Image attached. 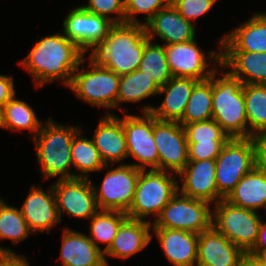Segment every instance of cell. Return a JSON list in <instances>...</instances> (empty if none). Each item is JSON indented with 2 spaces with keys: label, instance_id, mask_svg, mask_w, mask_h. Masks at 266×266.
<instances>
[{
  "label": "cell",
  "instance_id": "cell-1",
  "mask_svg": "<svg viewBox=\"0 0 266 266\" xmlns=\"http://www.w3.org/2000/svg\"><path fill=\"white\" fill-rule=\"evenodd\" d=\"M85 56L63 32H58L37 40L18 64L30 74L36 88L55 81L69 87L74 71Z\"/></svg>",
  "mask_w": 266,
  "mask_h": 266
},
{
  "label": "cell",
  "instance_id": "cell-2",
  "mask_svg": "<svg viewBox=\"0 0 266 266\" xmlns=\"http://www.w3.org/2000/svg\"><path fill=\"white\" fill-rule=\"evenodd\" d=\"M146 39L144 25L113 24L105 39L89 49L91 53L88 60L112 70L119 76L129 74L139 67Z\"/></svg>",
  "mask_w": 266,
  "mask_h": 266
},
{
  "label": "cell",
  "instance_id": "cell-3",
  "mask_svg": "<svg viewBox=\"0 0 266 266\" xmlns=\"http://www.w3.org/2000/svg\"><path fill=\"white\" fill-rule=\"evenodd\" d=\"M80 129L79 125L59 124L51 117L44 120L41 129L32 139L44 180L56 176H59V180L73 179L70 151L74 135Z\"/></svg>",
  "mask_w": 266,
  "mask_h": 266
},
{
  "label": "cell",
  "instance_id": "cell-4",
  "mask_svg": "<svg viewBox=\"0 0 266 266\" xmlns=\"http://www.w3.org/2000/svg\"><path fill=\"white\" fill-rule=\"evenodd\" d=\"M212 119L230 138H248L243 83L227 70L213 73Z\"/></svg>",
  "mask_w": 266,
  "mask_h": 266
},
{
  "label": "cell",
  "instance_id": "cell-5",
  "mask_svg": "<svg viewBox=\"0 0 266 266\" xmlns=\"http://www.w3.org/2000/svg\"><path fill=\"white\" fill-rule=\"evenodd\" d=\"M177 176L162 170H141L132 205L126 213L127 216L132 219L148 221L146 217L153 215L156 220L162 208L179 191Z\"/></svg>",
  "mask_w": 266,
  "mask_h": 266
},
{
  "label": "cell",
  "instance_id": "cell-6",
  "mask_svg": "<svg viewBox=\"0 0 266 266\" xmlns=\"http://www.w3.org/2000/svg\"><path fill=\"white\" fill-rule=\"evenodd\" d=\"M84 57L72 75L69 89L77 98L94 107L116 109L119 91L120 76L99 64L88 60V69L85 68ZM82 68V70L80 69Z\"/></svg>",
  "mask_w": 266,
  "mask_h": 266
},
{
  "label": "cell",
  "instance_id": "cell-7",
  "mask_svg": "<svg viewBox=\"0 0 266 266\" xmlns=\"http://www.w3.org/2000/svg\"><path fill=\"white\" fill-rule=\"evenodd\" d=\"M215 161L217 191L226 199L237 183L256 166L254 137L231 138Z\"/></svg>",
  "mask_w": 266,
  "mask_h": 266
},
{
  "label": "cell",
  "instance_id": "cell-8",
  "mask_svg": "<svg viewBox=\"0 0 266 266\" xmlns=\"http://www.w3.org/2000/svg\"><path fill=\"white\" fill-rule=\"evenodd\" d=\"M212 208V226L244 253H248L257 241L263 217L255 210L234 206L225 199Z\"/></svg>",
  "mask_w": 266,
  "mask_h": 266
},
{
  "label": "cell",
  "instance_id": "cell-9",
  "mask_svg": "<svg viewBox=\"0 0 266 266\" xmlns=\"http://www.w3.org/2000/svg\"><path fill=\"white\" fill-rule=\"evenodd\" d=\"M210 202L177 194L152 222V228L178 229L200 234L212 226Z\"/></svg>",
  "mask_w": 266,
  "mask_h": 266
},
{
  "label": "cell",
  "instance_id": "cell-10",
  "mask_svg": "<svg viewBox=\"0 0 266 266\" xmlns=\"http://www.w3.org/2000/svg\"><path fill=\"white\" fill-rule=\"evenodd\" d=\"M114 166V167H113ZM101 185H93L99 210L120 211L130 209L141 169L130 164H109Z\"/></svg>",
  "mask_w": 266,
  "mask_h": 266
},
{
  "label": "cell",
  "instance_id": "cell-11",
  "mask_svg": "<svg viewBox=\"0 0 266 266\" xmlns=\"http://www.w3.org/2000/svg\"><path fill=\"white\" fill-rule=\"evenodd\" d=\"M164 50L173 77L201 81L210 78L221 67V51L204 52L195 39L185 43L164 45ZM210 64L214 67L210 68Z\"/></svg>",
  "mask_w": 266,
  "mask_h": 266
},
{
  "label": "cell",
  "instance_id": "cell-12",
  "mask_svg": "<svg viewBox=\"0 0 266 266\" xmlns=\"http://www.w3.org/2000/svg\"><path fill=\"white\" fill-rule=\"evenodd\" d=\"M123 128L128 158L132 156L138 161L129 164L141 170H158L159 153L153 136V114L143 113L138 116L125 113Z\"/></svg>",
  "mask_w": 266,
  "mask_h": 266
},
{
  "label": "cell",
  "instance_id": "cell-13",
  "mask_svg": "<svg viewBox=\"0 0 266 266\" xmlns=\"http://www.w3.org/2000/svg\"><path fill=\"white\" fill-rule=\"evenodd\" d=\"M153 136L159 153L158 170L178 175L189 161L183 125L179 122L160 121L153 115Z\"/></svg>",
  "mask_w": 266,
  "mask_h": 266
},
{
  "label": "cell",
  "instance_id": "cell-14",
  "mask_svg": "<svg viewBox=\"0 0 266 266\" xmlns=\"http://www.w3.org/2000/svg\"><path fill=\"white\" fill-rule=\"evenodd\" d=\"M93 184L90 178L57 179L52 184L60 220L63 213L89 220L99 211Z\"/></svg>",
  "mask_w": 266,
  "mask_h": 266
},
{
  "label": "cell",
  "instance_id": "cell-15",
  "mask_svg": "<svg viewBox=\"0 0 266 266\" xmlns=\"http://www.w3.org/2000/svg\"><path fill=\"white\" fill-rule=\"evenodd\" d=\"M113 23L105 17L86 11L82 6L69 10L63 20V34L85 54L104 40Z\"/></svg>",
  "mask_w": 266,
  "mask_h": 266
},
{
  "label": "cell",
  "instance_id": "cell-16",
  "mask_svg": "<svg viewBox=\"0 0 266 266\" xmlns=\"http://www.w3.org/2000/svg\"><path fill=\"white\" fill-rule=\"evenodd\" d=\"M215 159L188 161L178 174L181 184L178 186L182 195L210 202L212 205L223 198L218 194L216 185Z\"/></svg>",
  "mask_w": 266,
  "mask_h": 266
},
{
  "label": "cell",
  "instance_id": "cell-17",
  "mask_svg": "<svg viewBox=\"0 0 266 266\" xmlns=\"http://www.w3.org/2000/svg\"><path fill=\"white\" fill-rule=\"evenodd\" d=\"M20 210L34 234L50 233L61 222L52 185L48 191L42 186L32 185Z\"/></svg>",
  "mask_w": 266,
  "mask_h": 266
},
{
  "label": "cell",
  "instance_id": "cell-18",
  "mask_svg": "<svg viewBox=\"0 0 266 266\" xmlns=\"http://www.w3.org/2000/svg\"><path fill=\"white\" fill-rule=\"evenodd\" d=\"M93 143L105 165L122 164L128 158L123 118L106 112L93 133Z\"/></svg>",
  "mask_w": 266,
  "mask_h": 266
},
{
  "label": "cell",
  "instance_id": "cell-19",
  "mask_svg": "<svg viewBox=\"0 0 266 266\" xmlns=\"http://www.w3.org/2000/svg\"><path fill=\"white\" fill-rule=\"evenodd\" d=\"M144 26L147 38L153 41L158 36L163 45L196 39L195 25L180 15L171 3L159 10Z\"/></svg>",
  "mask_w": 266,
  "mask_h": 266
},
{
  "label": "cell",
  "instance_id": "cell-20",
  "mask_svg": "<svg viewBox=\"0 0 266 266\" xmlns=\"http://www.w3.org/2000/svg\"><path fill=\"white\" fill-rule=\"evenodd\" d=\"M197 82L198 80L193 78L172 77L159 89L158 94H165L162 103L156 108L146 104L141 110L142 113H152L160 121L179 122Z\"/></svg>",
  "mask_w": 266,
  "mask_h": 266
},
{
  "label": "cell",
  "instance_id": "cell-21",
  "mask_svg": "<svg viewBox=\"0 0 266 266\" xmlns=\"http://www.w3.org/2000/svg\"><path fill=\"white\" fill-rule=\"evenodd\" d=\"M244 254L213 226L198 234L197 266H240Z\"/></svg>",
  "mask_w": 266,
  "mask_h": 266
},
{
  "label": "cell",
  "instance_id": "cell-22",
  "mask_svg": "<svg viewBox=\"0 0 266 266\" xmlns=\"http://www.w3.org/2000/svg\"><path fill=\"white\" fill-rule=\"evenodd\" d=\"M218 40L220 51L266 53V12H256Z\"/></svg>",
  "mask_w": 266,
  "mask_h": 266
},
{
  "label": "cell",
  "instance_id": "cell-23",
  "mask_svg": "<svg viewBox=\"0 0 266 266\" xmlns=\"http://www.w3.org/2000/svg\"><path fill=\"white\" fill-rule=\"evenodd\" d=\"M152 223L127 217L117 230L113 243L104 253L105 263L109 266L106 256L128 259L144 250L151 242Z\"/></svg>",
  "mask_w": 266,
  "mask_h": 266
},
{
  "label": "cell",
  "instance_id": "cell-24",
  "mask_svg": "<svg viewBox=\"0 0 266 266\" xmlns=\"http://www.w3.org/2000/svg\"><path fill=\"white\" fill-rule=\"evenodd\" d=\"M166 259L173 266H197L198 234L178 229L152 228Z\"/></svg>",
  "mask_w": 266,
  "mask_h": 266
},
{
  "label": "cell",
  "instance_id": "cell-25",
  "mask_svg": "<svg viewBox=\"0 0 266 266\" xmlns=\"http://www.w3.org/2000/svg\"><path fill=\"white\" fill-rule=\"evenodd\" d=\"M62 266H108L104 253L86 234L65 227L60 250Z\"/></svg>",
  "mask_w": 266,
  "mask_h": 266
},
{
  "label": "cell",
  "instance_id": "cell-26",
  "mask_svg": "<svg viewBox=\"0 0 266 266\" xmlns=\"http://www.w3.org/2000/svg\"><path fill=\"white\" fill-rule=\"evenodd\" d=\"M221 68L244 84L266 85V53L221 51Z\"/></svg>",
  "mask_w": 266,
  "mask_h": 266
},
{
  "label": "cell",
  "instance_id": "cell-27",
  "mask_svg": "<svg viewBox=\"0 0 266 266\" xmlns=\"http://www.w3.org/2000/svg\"><path fill=\"white\" fill-rule=\"evenodd\" d=\"M225 200L240 208L266 210V174L255 166L237 183Z\"/></svg>",
  "mask_w": 266,
  "mask_h": 266
},
{
  "label": "cell",
  "instance_id": "cell-28",
  "mask_svg": "<svg viewBox=\"0 0 266 266\" xmlns=\"http://www.w3.org/2000/svg\"><path fill=\"white\" fill-rule=\"evenodd\" d=\"M44 121L40 120L33 108L16 95L10 99L0 110V128L11 131L27 130L32 139L41 129Z\"/></svg>",
  "mask_w": 266,
  "mask_h": 266
},
{
  "label": "cell",
  "instance_id": "cell-29",
  "mask_svg": "<svg viewBox=\"0 0 266 266\" xmlns=\"http://www.w3.org/2000/svg\"><path fill=\"white\" fill-rule=\"evenodd\" d=\"M82 131L80 129L74 135L70 151L72 165L75 169L73 178H89L90 173L100 172L108 168L102 161L92 139L81 135L84 133Z\"/></svg>",
  "mask_w": 266,
  "mask_h": 266
},
{
  "label": "cell",
  "instance_id": "cell-30",
  "mask_svg": "<svg viewBox=\"0 0 266 266\" xmlns=\"http://www.w3.org/2000/svg\"><path fill=\"white\" fill-rule=\"evenodd\" d=\"M159 89L160 88L152 78H149L138 69L129 74L122 75L119 81L116 108L120 109L125 114L128 109H123L121 107L122 103H139L143 101V99L150 98V96L159 95Z\"/></svg>",
  "mask_w": 266,
  "mask_h": 266
},
{
  "label": "cell",
  "instance_id": "cell-31",
  "mask_svg": "<svg viewBox=\"0 0 266 266\" xmlns=\"http://www.w3.org/2000/svg\"><path fill=\"white\" fill-rule=\"evenodd\" d=\"M248 138L266 131V85L244 84Z\"/></svg>",
  "mask_w": 266,
  "mask_h": 266
},
{
  "label": "cell",
  "instance_id": "cell-32",
  "mask_svg": "<svg viewBox=\"0 0 266 266\" xmlns=\"http://www.w3.org/2000/svg\"><path fill=\"white\" fill-rule=\"evenodd\" d=\"M213 74L198 81L191 92L184 115L179 121L183 126L212 119Z\"/></svg>",
  "mask_w": 266,
  "mask_h": 266
},
{
  "label": "cell",
  "instance_id": "cell-33",
  "mask_svg": "<svg viewBox=\"0 0 266 266\" xmlns=\"http://www.w3.org/2000/svg\"><path fill=\"white\" fill-rule=\"evenodd\" d=\"M127 217L126 213L120 211L99 210L89 219L88 238L105 253L113 243L118 228ZM98 243L105 244V247L102 249Z\"/></svg>",
  "mask_w": 266,
  "mask_h": 266
},
{
  "label": "cell",
  "instance_id": "cell-34",
  "mask_svg": "<svg viewBox=\"0 0 266 266\" xmlns=\"http://www.w3.org/2000/svg\"><path fill=\"white\" fill-rule=\"evenodd\" d=\"M138 70L152 78L159 88L165 85L173 75L167 62L164 45L153 43L147 38Z\"/></svg>",
  "mask_w": 266,
  "mask_h": 266
},
{
  "label": "cell",
  "instance_id": "cell-35",
  "mask_svg": "<svg viewBox=\"0 0 266 266\" xmlns=\"http://www.w3.org/2000/svg\"><path fill=\"white\" fill-rule=\"evenodd\" d=\"M33 234L19 208L0 200V241L8 239L13 245Z\"/></svg>",
  "mask_w": 266,
  "mask_h": 266
},
{
  "label": "cell",
  "instance_id": "cell-36",
  "mask_svg": "<svg viewBox=\"0 0 266 266\" xmlns=\"http://www.w3.org/2000/svg\"><path fill=\"white\" fill-rule=\"evenodd\" d=\"M183 127L188 143L231 139L214 119L185 124Z\"/></svg>",
  "mask_w": 266,
  "mask_h": 266
},
{
  "label": "cell",
  "instance_id": "cell-37",
  "mask_svg": "<svg viewBox=\"0 0 266 266\" xmlns=\"http://www.w3.org/2000/svg\"><path fill=\"white\" fill-rule=\"evenodd\" d=\"M125 23L145 25L159 10L167 7L171 0H125ZM138 14H145L144 22Z\"/></svg>",
  "mask_w": 266,
  "mask_h": 266
},
{
  "label": "cell",
  "instance_id": "cell-38",
  "mask_svg": "<svg viewBox=\"0 0 266 266\" xmlns=\"http://www.w3.org/2000/svg\"><path fill=\"white\" fill-rule=\"evenodd\" d=\"M87 3L81 5L86 11L105 17L113 24L125 23L124 0H88Z\"/></svg>",
  "mask_w": 266,
  "mask_h": 266
},
{
  "label": "cell",
  "instance_id": "cell-39",
  "mask_svg": "<svg viewBox=\"0 0 266 266\" xmlns=\"http://www.w3.org/2000/svg\"><path fill=\"white\" fill-rule=\"evenodd\" d=\"M218 0H171V4L187 21L193 23L208 13Z\"/></svg>",
  "mask_w": 266,
  "mask_h": 266
},
{
  "label": "cell",
  "instance_id": "cell-40",
  "mask_svg": "<svg viewBox=\"0 0 266 266\" xmlns=\"http://www.w3.org/2000/svg\"><path fill=\"white\" fill-rule=\"evenodd\" d=\"M229 140L188 143V160L201 161L216 159Z\"/></svg>",
  "mask_w": 266,
  "mask_h": 266
},
{
  "label": "cell",
  "instance_id": "cell-41",
  "mask_svg": "<svg viewBox=\"0 0 266 266\" xmlns=\"http://www.w3.org/2000/svg\"><path fill=\"white\" fill-rule=\"evenodd\" d=\"M13 76L0 74V109L15 95Z\"/></svg>",
  "mask_w": 266,
  "mask_h": 266
},
{
  "label": "cell",
  "instance_id": "cell-42",
  "mask_svg": "<svg viewBox=\"0 0 266 266\" xmlns=\"http://www.w3.org/2000/svg\"><path fill=\"white\" fill-rule=\"evenodd\" d=\"M256 144V166L266 174V131L257 134Z\"/></svg>",
  "mask_w": 266,
  "mask_h": 266
},
{
  "label": "cell",
  "instance_id": "cell-43",
  "mask_svg": "<svg viewBox=\"0 0 266 266\" xmlns=\"http://www.w3.org/2000/svg\"><path fill=\"white\" fill-rule=\"evenodd\" d=\"M0 266H30V263L23 255L1 254Z\"/></svg>",
  "mask_w": 266,
  "mask_h": 266
},
{
  "label": "cell",
  "instance_id": "cell-44",
  "mask_svg": "<svg viewBox=\"0 0 266 266\" xmlns=\"http://www.w3.org/2000/svg\"><path fill=\"white\" fill-rule=\"evenodd\" d=\"M261 220L259 225L258 237L254 247L248 253L266 252V222Z\"/></svg>",
  "mask_w": 266,
  "mask_h": 266
},
{
  "label": "cell",
  "instance_id": "cell-45",
  "mask_svg": "<svg viewBox=\"0 0 266 266\" xmlns=\"http://www.w3.org/2000/svg\"><path fill=\"white\" fill-rule=\"evenodd\" d=\"M240 266H264V264L257 257L245 253L242 256Z\"/></svg>",
  "mask_w": 266,
  "mask_h": 266
},
{
  "label": "cell",
  "instance_id": "cell-46",
  "mask_svg": "<svg viewBox=\"0 0 266 266\" xmlns=\"http://www.w3.org/2000/svg\"><path fill=\"white\" fill-rule=\"evenodd\" d=\"M248 254L257 257L264 264V266H266V252H262V253H248Z\"/></svg>",
  "mask_w": 266,
  "mask_h": 266
},
{
  "label": "cell",
  "instance_id": "cell-47",
  "mask_svg": "<svg viewBox=\"0 0 266 266\" xmlns=\"http://www.w3.org/2000/svg\"><path fill=\"white\" fill-rule=\"evenodd\" d=\"M1 254H18L17 252L13 251L10 248H4V247H0V255Z\"/></svg>",
  "mask_w": 266,
  "mask_h": 266
}]
</instances>
